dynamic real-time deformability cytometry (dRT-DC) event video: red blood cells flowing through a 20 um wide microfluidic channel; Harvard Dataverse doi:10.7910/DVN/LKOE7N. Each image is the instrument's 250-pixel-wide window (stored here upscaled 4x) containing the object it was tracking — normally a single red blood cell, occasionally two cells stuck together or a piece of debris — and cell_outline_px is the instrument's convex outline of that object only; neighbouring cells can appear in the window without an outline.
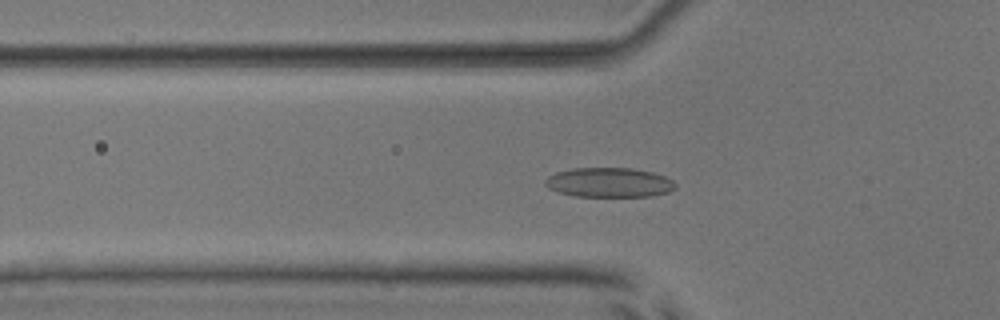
{"species": "common noctule bat (a hibernating species)", "species_latin": "Nyctalus noctula", "temperature_condition": "room temperature", "stored_images_in_passage": 39, "camera_frame_rate_fps": 3000, "um_per_image_px": 0.085, "animal": {"sex": "male", "body_mass_g": 17.9, "forearm_length_mm": 54.2}, "frame": {"image": 1, "passage_image": 4, "time_ms": 1.0, "image_size_px": [1000, 320], "cell_outline_px": [[676, 188], [668, 192], [652, 196], [576, 196], [556, 192], [548, 188], [544, 184], [544, 180], [548, 176], [556, 172], [572, 168], [632, 168], [652, 172], [664, 176], [672, 180], [676, 184]], "centroid_in_image_um": [51.75, 15.51], "position_along_channel_um": 74.0, "area_um2": 22.54}}
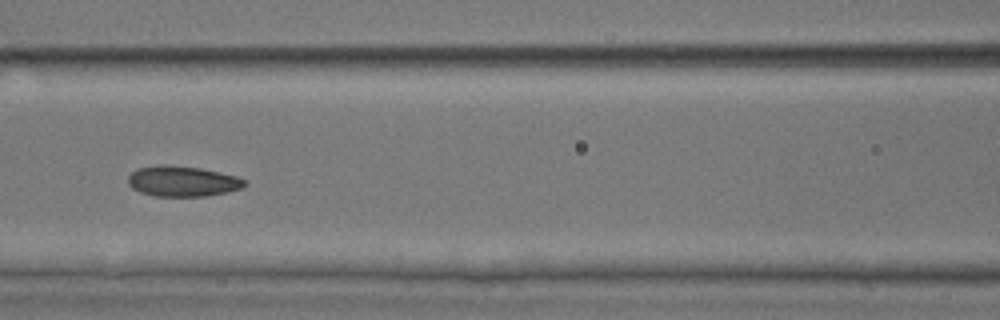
{"frame": {"image": 2, "passage_image": 10, "time_ms": 3.0, "image_size_px": [1000, 320], "cell_outline_px": [[248, 184], [240, 188], [224, 192], [204, 196], [156, 196], [140, 192], [132, 188], [128, 184], [128, 176], [136, 168], [160, 164], [164, 164], [200, 168], [220, 172], [236, 176], [244, 180]], "centroid_in_image_um": [15.46, 15.39], "position_along_channel_um": 151.1, "area_um2": 20.63}}
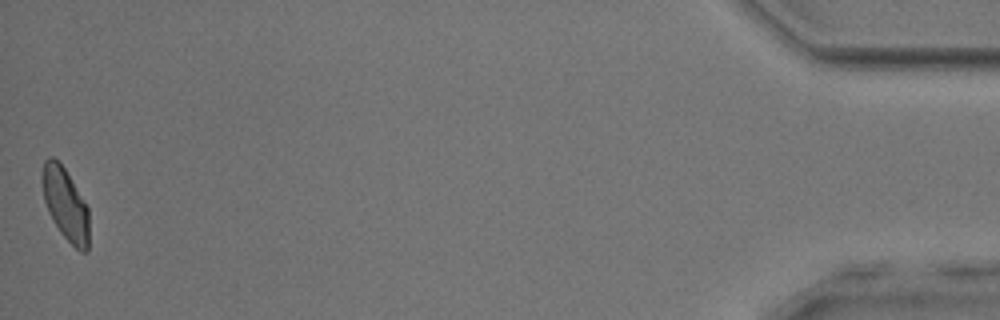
{"frame": {"image": 3, "passage_image": 39, "time_ms": 12.667, "image_size_px": [1000, 320], "cell_outline_px": [[88, 252], [80, 252], [60, 232], [52, 220], [48, 212], [44, 200], [40, 180], [40, 176], [44, 160], [48, 156], [52, 156], [64, 168], [88, 208]], "centroid_in_image_um": [5.52, 17.34], "position_along_channel_um": 429.7, "area_um2": 19.71}, "authors_computed_cell_mechanics": {"area_um2": 20.1722, "velocity_mm_per_s": 3.8501, "shape_relaxation_time_tau1_ms": 4.0572, "shape_relaxation_time_tau2_ms": 1.9479, "deformation_change_tau1": 0.1058, "deformation_change_tau2": 0.0691}}